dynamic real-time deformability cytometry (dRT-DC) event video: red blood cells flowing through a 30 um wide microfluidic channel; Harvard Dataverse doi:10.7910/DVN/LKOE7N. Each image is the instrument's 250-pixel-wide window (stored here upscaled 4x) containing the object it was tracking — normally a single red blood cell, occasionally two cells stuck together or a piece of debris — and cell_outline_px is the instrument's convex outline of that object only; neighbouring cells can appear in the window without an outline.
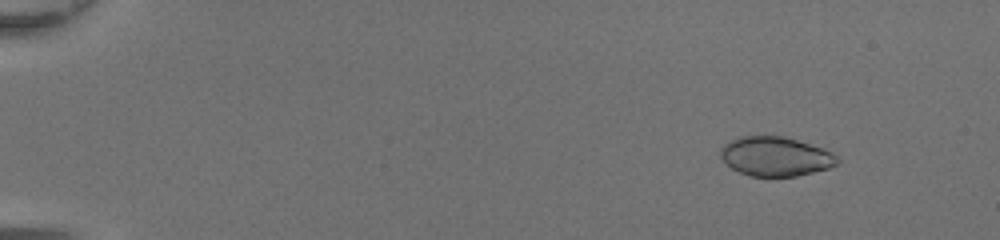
{"species": "common noctule bat (a hibernating species)", "species_latin": "Nyctalus noctula", "temperature_condition": "room temperature", "stored_images_in_passage": 49, "camera_frame_rate_fps": 3000, "um_per_image_px": 0.085, "animal": {"sex": "female", "body_mass_g": 20.0, "forearm_length_mm": 54.0}, "frame": {"image": 1, "passage_image": 6, "time_ms": 1.667, "image_size_px": [1000, 240], "cell_outline_px": [[840, 164], [828, 168], [796, 176], [748, 176], [732, 168], [720, 156], [720, 148], [724, 144], [740, 136], [784, 136], [832, 152], [840, 160]], "centroid_in_image_um": [65.92, 13.3], "position_along_channel_um": 19.1, "area_um2": 26.53}}
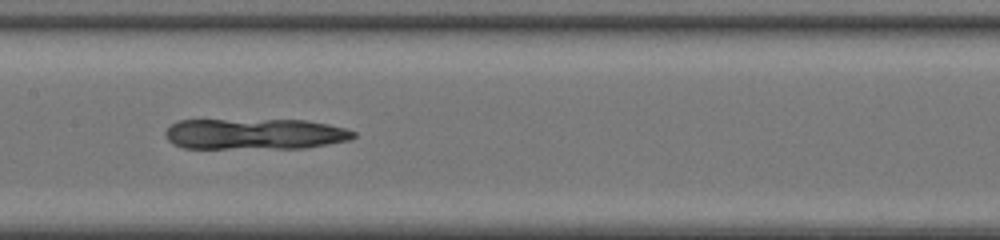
{"frame": {"image": 2, "passage_image": 27, "time_ms": 8.667, "image_size_px": [1000, 240], "cell_outline_px": [[356, 136], [352, 140], [304, 148], [184, 148], [172, 144], [164, 136], [164, 132], [176, 120], [304, 120], [328, 124], [344, 128], [356, 132]], "centroid_in_image_um": [21.65, 11.39], "position_along_channel_um": 185.7, "area_um2": 34.1}}
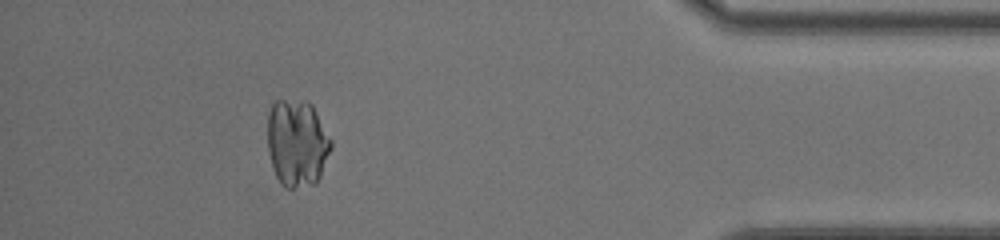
{"frame": {"image": 3, "passage_image": 45, "time_ms": 14.667, "image_size_px": [1000, 240], "cell_outline_px": [[332, 148], [320, 176], [316, 184], [292, 188], [284, 188], [280, 184], [272, 168], [268, 152], [268, 112], [272, 104], [276, 100], [308, 100], [312, 104], [332, 140]], "centroid_in_image_um": [25.25, 12.16], "position_along_channel_um": 409.9, "area_um2": 32.77}}